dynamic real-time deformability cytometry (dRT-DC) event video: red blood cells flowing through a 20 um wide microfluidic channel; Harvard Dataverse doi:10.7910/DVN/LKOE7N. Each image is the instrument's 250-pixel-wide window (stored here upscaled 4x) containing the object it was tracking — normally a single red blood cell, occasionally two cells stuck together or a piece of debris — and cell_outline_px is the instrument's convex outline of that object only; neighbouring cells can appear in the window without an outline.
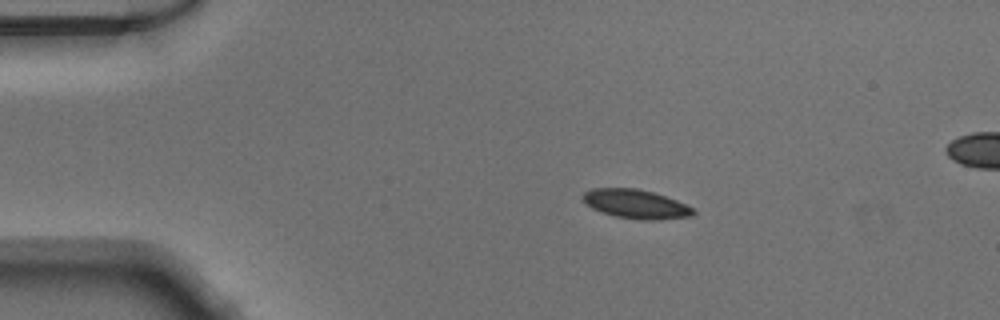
{"species": "Egyptian fruit bat (a non-hibernating species)", "species_latin": "Rousettus aegyptiacus", "temperature_condition": "warm", "stored_images_in_passage": 51, "segment_of_instrument_passage": [1, 2], "camera_frame_rate_fps": 3000, "um_per_image_px": 0.085, "animal": {"sex": "male"}, "frame": {"image": 1, "passage_image": 9, "time_ms": 2.667, "image_size_px": [1000, 320], "cell_outline_px": [[696, 212], [692, 216], [656, 220], [644, 220], [616, 216], [600, 212], [592, 208], [584, 200], [584, 192], [592, 188], [636, 188], [652, 192], [676, 200], [692, 208]], "centroid_in_image_um": [54.05, 17.34], "position_along_channel_um": 31.0, "area_um2": 18.38}}
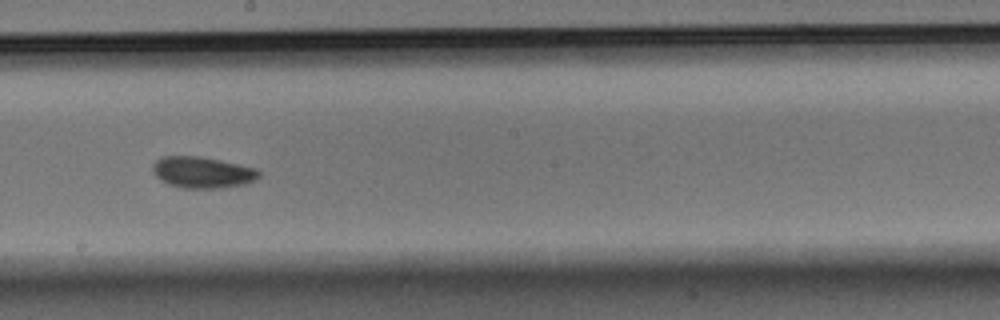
{"frame": {"image": 2, "passage_image": 28, "time_ms": 9.0, "image_size_px": [1000, 320], "cell_outline_px": [[260, 176], [248, 184], [220, 188], [180, 188], [168, 184], [160, 180], [152, 172], [152, 164], [156, 160], [164, 156], [200, 156], [220, 160], [256, 168], [260, 172]], "centroid_in_image_um": [17.19, 14.66], "position_along_channel_um": 231.0, "area_um2": 19.59}}
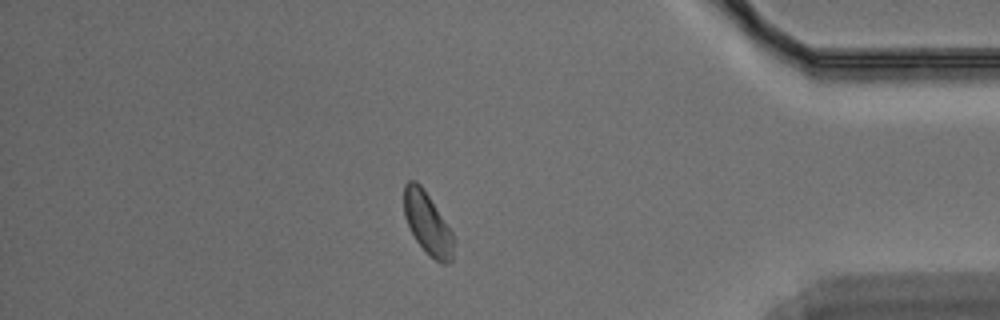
{"frame": {"image": 3, "passage_image": 43, "time_ms": 14.0, "image_size_px": [1000, 320], "cell_outline_px": [[456, 240], [452, 260], [448, 264], [444, 264], [436, 260], [416, 240], [404, 216], [404, 184], [408, 180], [416, 180], [420, 184], [456, 236]], "centroid_in_image_um": [36.38, 18.98], "position_along_channel_um": 398.8, "area_um2": 17.92}}